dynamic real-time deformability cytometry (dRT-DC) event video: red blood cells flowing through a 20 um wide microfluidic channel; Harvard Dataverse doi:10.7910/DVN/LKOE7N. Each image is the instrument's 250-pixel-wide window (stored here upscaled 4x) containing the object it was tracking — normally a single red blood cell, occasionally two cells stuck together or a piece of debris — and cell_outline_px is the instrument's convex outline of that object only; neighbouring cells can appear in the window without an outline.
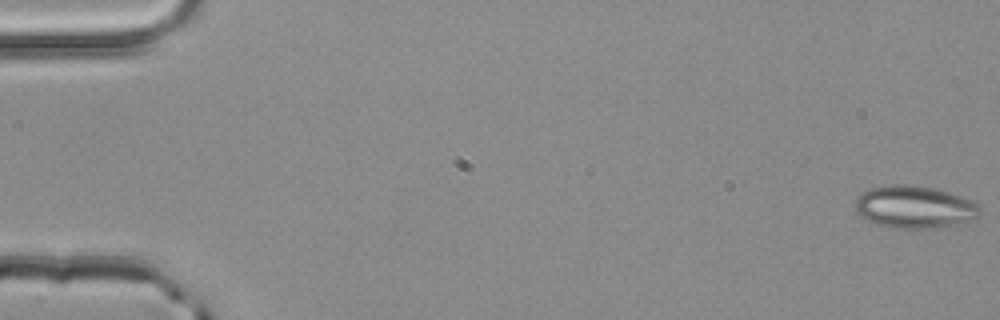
{"species": "common noctule bat (a hibernating species)", "species_latin": "Nyctalus noctula", "temperature_condition": "room temperature", "stored_images_in_passage": 52, "camera_frame_rate_fps": 3000, "um_per_image_px": 0.085, "animal": {"sex": "male", "body_mass_g": 20.4}, "frame": {"image": 1, "passage_image": 1, "time_ms": 0.0, "image_size_px": [1000, 320], "cell_outline_px": [[980, 212], [976, 216], [968, 220], [956, 224], [936, 228], [888, 228], [876, 224], [860, 216], [856, 212], [856, 200], [868, 188], [888, 184], [904, 184], [936, 188], [972, 200], [980, 208]], "centroid_in_image_um": [77.69, 17.59], "position_along_channel_um": 7.3, "area_um2": 30.75}}
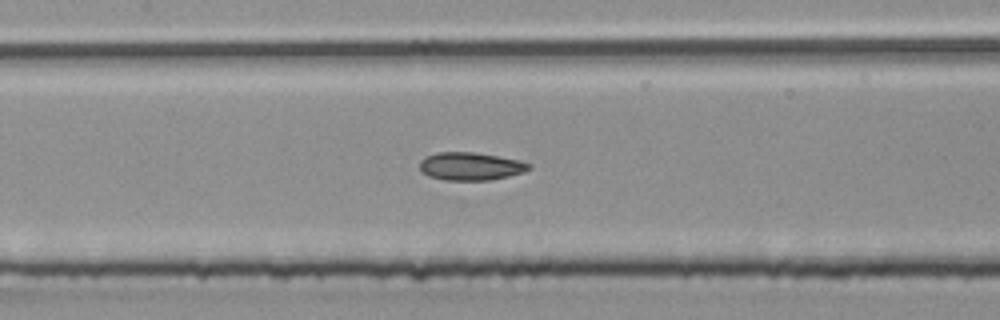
{"frame": {"image": 2, "passage_image": 25, "time_ms": 8.0, "image_size_px": [1000, 320], "cell_outline_px": [[532, 168], [524, 172], [508, 176], [488, 180], [444, 180], [428, 176], [420, 172], [420, 160], [424, 156], [436, 152], [472, 152], [520, 160], [532, 164]], "centroid_in_image_um": [39.97, 14.13], "position_along_channel_um": 167.4, "area_um2": 17.92}}
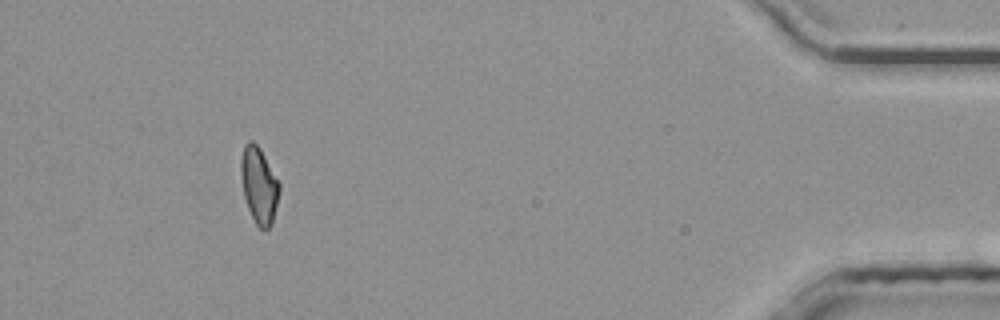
{"frame": {"image": 3, "passage_image": 48, "time_ms": 15.667, "image_size_px": [1000, 320], "cell_outline_px": [[280, 192], [272, 224], [268, 228], [260, 228], [256, 224], [248, 208], [244, 196], [240, 172], [240, 160], [244, 144], [248, 140], [252, 140], [260, 148], [280, 184]], "centroid_in_image_um": [22.01, 15.72], "position_along_channel_um": 413.2, "area_um2": 17.05}, "authors_computed_cell_mechanics": {"area_um2": 17.918, "velocity_mm_per_s": 4.0773, "shape_relaxation_time_tau1_ms": 3.356, "shape_relaxation_time_tau2_ms": 1.7423, "deformation_change_tau1": 0.1031, "deformation_change_tau2": 0.0795}}